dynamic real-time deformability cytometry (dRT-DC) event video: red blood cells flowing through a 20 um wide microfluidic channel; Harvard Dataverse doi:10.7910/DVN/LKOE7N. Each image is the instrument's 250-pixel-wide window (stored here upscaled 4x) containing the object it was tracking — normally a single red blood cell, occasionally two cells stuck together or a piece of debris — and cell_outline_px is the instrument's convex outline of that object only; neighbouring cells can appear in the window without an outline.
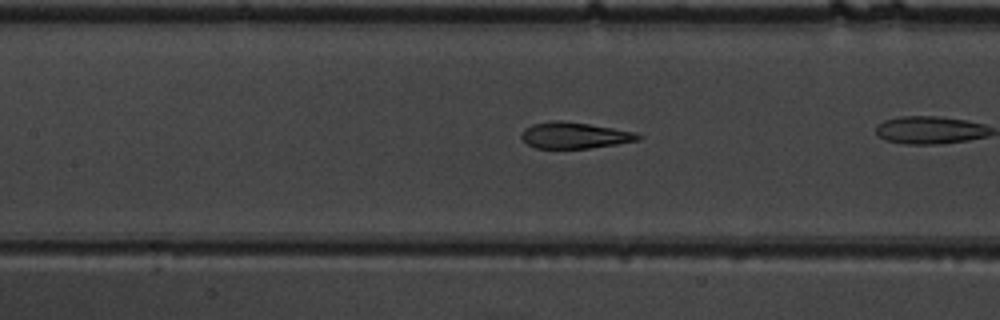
{"species": "common noctule bat (a hibernating species)", "species_latin": "Nyctalus noctula", "temperature_condition": "warm", "stored_images_in_passage": 39, "camera_frame_rate_fps": 3000, "um_per_image_px": 0.085, "animal": {"sex": "male", "body_mass_g": 19.5, "forearm_length_mm": 54.6}, "frame": {"image": 1, "passage_image": 23, "time_ms": 7.333, "image_size_px": [1000, 320], "cell_outline_px": [[644, 136], [640, 140], [616, 144], [588, 148], [536, 148], [528, 144], [520, 136], [520, 132], [524, 128], [532, 124], [556, 120], [560, 120], [588, 124], [636, 132]], "centroid_in_image_um": [48.84, 11.5], "position_along_channel_um": 158.6, "area_um2": 17.8}}